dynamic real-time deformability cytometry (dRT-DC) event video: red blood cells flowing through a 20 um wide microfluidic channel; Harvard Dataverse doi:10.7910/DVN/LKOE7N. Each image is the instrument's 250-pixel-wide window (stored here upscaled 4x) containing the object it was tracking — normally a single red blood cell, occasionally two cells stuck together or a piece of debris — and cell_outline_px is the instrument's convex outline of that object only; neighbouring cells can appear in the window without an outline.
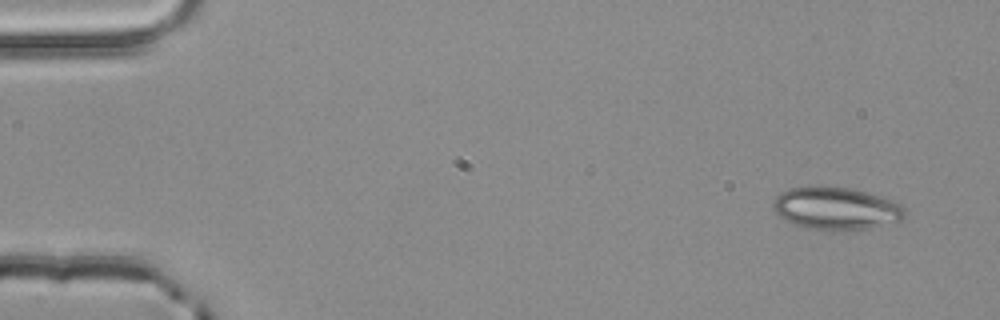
{"species": "common noctule bat (a hibernating species)", "species_latin": "Nyctalus noctula", "temperature_condition": "room temperature", "stored_images_in_passage": 4, "camera_frame_rate_fps": 3000, "um_per_image_px": 0.085, "animal": {"sex": "male", "body_mass_g": 20.4}, "frame": {"image": 1, "passage_image": 1, "time_ms": 0.0, "image_size_px": [1000, 320], "cell_outline_px": [[904, 216], [900, 220], [864, 228], [804, 228], [792, 224], [784, 220], [772, 208], [772, 204], [776, 196], [780, 192], [788, 188], [820, 184], [852, 188], [880, 196], [892, 200], [900, 204], [904, 208]], "centroid_in_image_um": [70.97, 17.64], "position_along_channel_um": 14.0, "area_um2": 32.37}}